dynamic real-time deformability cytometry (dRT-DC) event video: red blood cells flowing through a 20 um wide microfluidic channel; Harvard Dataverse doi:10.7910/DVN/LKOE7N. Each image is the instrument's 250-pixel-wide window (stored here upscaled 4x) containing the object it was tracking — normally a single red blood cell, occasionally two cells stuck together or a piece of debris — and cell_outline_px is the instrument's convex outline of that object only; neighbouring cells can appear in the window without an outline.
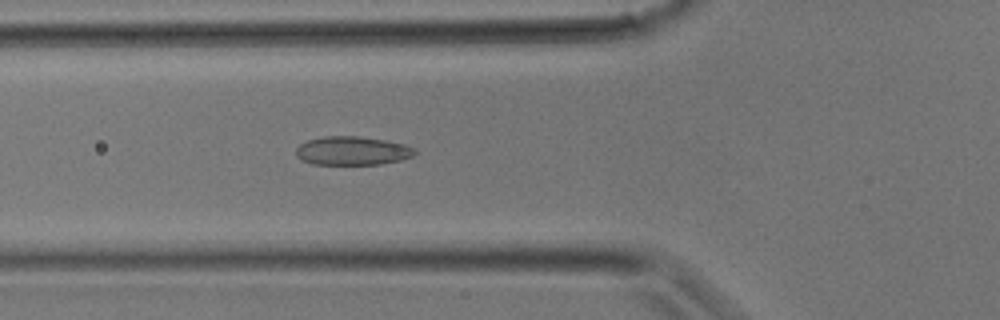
{"species": "common noctule bat (a hibernating species)", "species_latin": "Nyctalus noctula", "temperature_condition": "room temperature", "stored_images_in_passage": 15, "camera_frame_rate_fps": 3000, "um_per_image_px": 0.085, "animal": {"sex": "male", "body_mass_g": 17.9}, "frame": {"image": 1, "passage_image": 10, "time_ms": 3.0, "image_size_px": [1000, 320], "cell_outline_px": [[416, 152], [412, 156], [400, 160], [380, 164], [312, 164], [296, 156], [296, 148], [300, 144], [308, 140], [324, 136], [360, 136], [384, 140], [404, 144], [416, 148]], "centroid_in_image_um": [29.95, 12.81], "position_along_channel_um": 95.8, "area_um2": 19.77}}
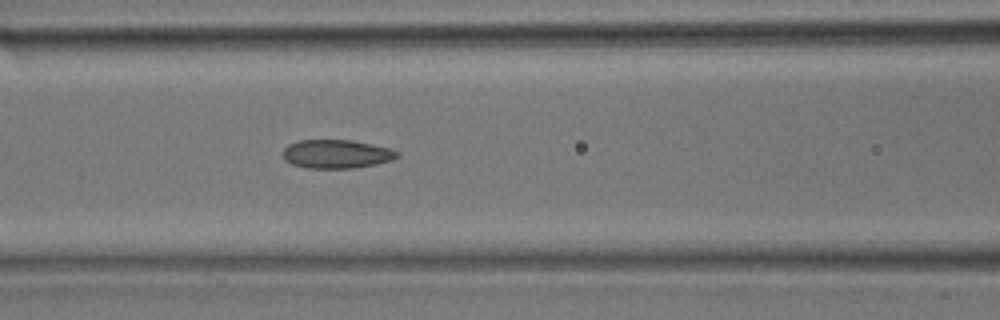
{"frame": {"image": 2, "passage_image": 12, "time_ms": 3.667, "image_size_px": [1000, 320], "cell_outline_px": [[400, 156], [392, 160], [376, 164], [352, 168], [304, 168], [292, 164], [284, 160], [284, 148], [288, 144], [296, 140], [352, 140], [392, 148], [400, 152]], "centroid_in_image_um": [28.62, 13.08], "position_along_channel_um": 138.0, "area_um2": 19.31}}
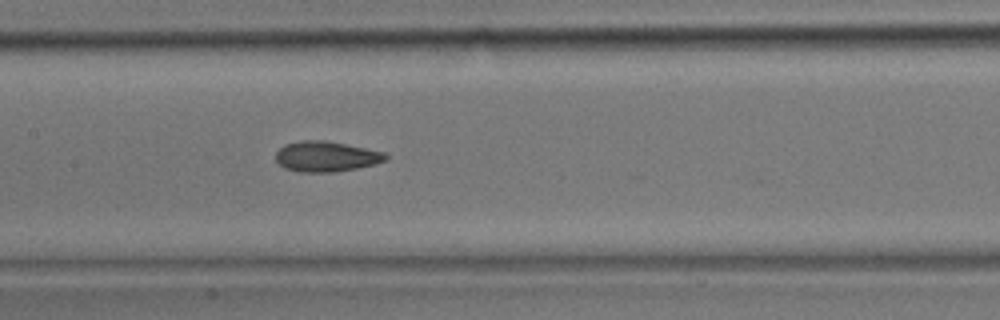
{"frame": {"image": 3, "passage_image": 14, "time_ms": 4.333, "image_size_px": [1000, 320], "cell_outline_px": [[388, 160], [376, 164], [356, 168], [332, 172], [300, 172], [284, 168], [276, 160], [276, 152], [284, 144], [304, 140], [324, 140], [384, 152], [388, 156]], "centroid_in_image_um": [27.72, 13.3], "position_along_channel_um": 179.7, "area_um2": 19.36}}